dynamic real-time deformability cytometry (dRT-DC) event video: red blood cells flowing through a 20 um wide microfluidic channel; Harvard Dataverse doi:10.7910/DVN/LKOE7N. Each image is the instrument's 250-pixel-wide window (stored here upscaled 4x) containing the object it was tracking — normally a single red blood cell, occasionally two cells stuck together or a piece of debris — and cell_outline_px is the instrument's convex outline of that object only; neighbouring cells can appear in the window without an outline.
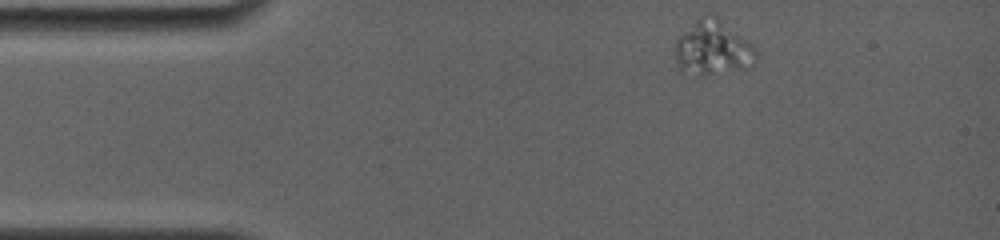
{"species": "common noctule bat (a hibernating species)", "species_latin": "Nyctalus noctula", "temperature_condition": "room temperature", "stored_images_in_passage": 63, "camera_frame_rate_fps": 4000, "um_per_image_px": 0.085, "animal": {"sex": "female", "body_mass_g": 19.0, "forearm_length_mm": 56.7}, "frame": {"image": 1, "passage_image": 1, "time_ms": 0.0, "image_size_px": [1000, 240], "cell_outline_px": [[756, 56], [752, 68], [704, 76], [680, 72], [676, 56], [676, 36], [700, 16], [708, 12], [716, 12], [752, 44], [756, 48]], "centroid_in_image_um": [60.6, 4.04], "position_along_channel_um": 24.4, "area_um2": 26.82}}
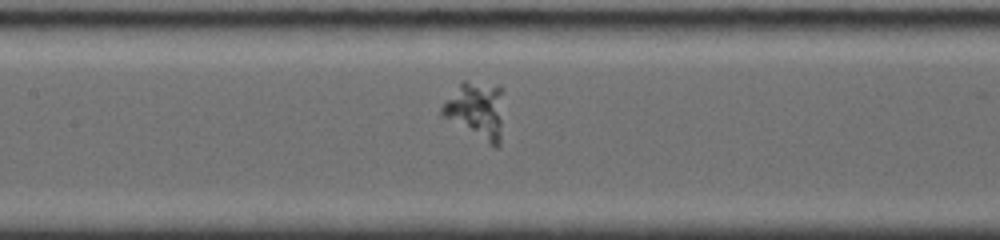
{"frame": {"image": 2, "passage_image": 33, "time_ms": 5.5, "image_size_px": [1000, 240], "cell_outline_px": [[504, 88], [500, 144], [496, 148], [492, 148], [440, 116], [440, 108], [460, 80], [464, 80], [500, 84]], "centroid_in_image_um": [40.5, 9.37], "position_along_channel_um": 166.9, "area_um2": 21.73}}
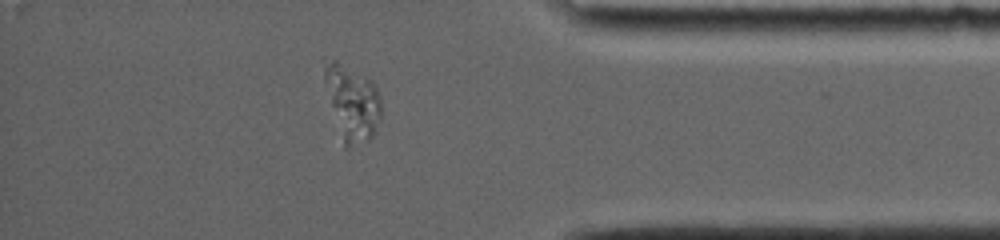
{"frame": {"image": 3, "passage_image": 56, "time_ms": 12.25, "image_size_px": [1000, 240], "cell_outline_px": [[380, 116], [372, 136], [368, 140], [348, 148], [344, 148], [324, 80], [320, 60], [324, 56], [336, 60], [372, 80], [380, 96]], "centroid_in_image_um": [29.88, 8.64], "position_along_channel_um": 405.3, "area_um2": 24.85}}